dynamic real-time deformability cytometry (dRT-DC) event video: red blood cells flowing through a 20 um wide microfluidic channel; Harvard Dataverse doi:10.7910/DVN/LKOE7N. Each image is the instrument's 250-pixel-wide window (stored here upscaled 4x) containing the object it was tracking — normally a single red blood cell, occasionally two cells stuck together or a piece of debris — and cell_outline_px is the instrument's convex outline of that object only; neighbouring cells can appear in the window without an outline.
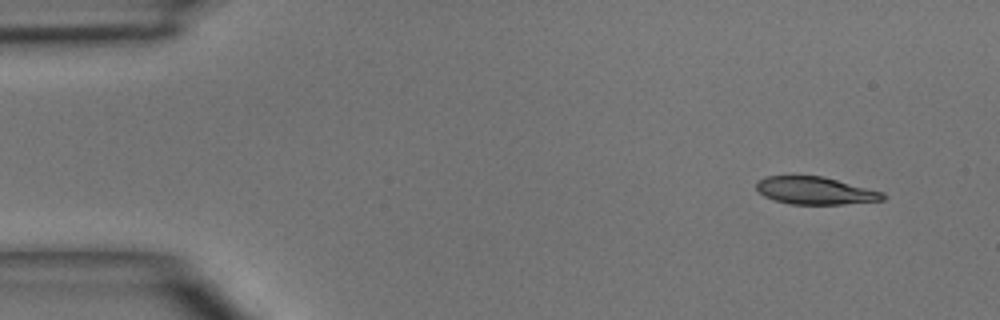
{"species": "common noctule bat (a hibernating species)", "species_latin": "Nyctalus noctula", "temperature_condition": "room temperature", "stored_images_in_passage": 7, "camera_frame_rate_fps": 3000, "um_per_image_px": 0.085, "animal": {"sex": "male", "body_mass_g": 15.6}, "frame": {"image": 1, "passage_image": 1, "time_ms": 0.0, "image_size_px": [1000, 320], "cell_outline_px": [[888, 196], [884, 200], [844, 204], [788, 204], [764, 196], [756, 188], [756, 180], [764, 176], [820, 176], [884, 192]], "centroid_in_image_um": [69.29, 16.21], "position_along_channel_um": 15.7, "area_um2": 20.23}}
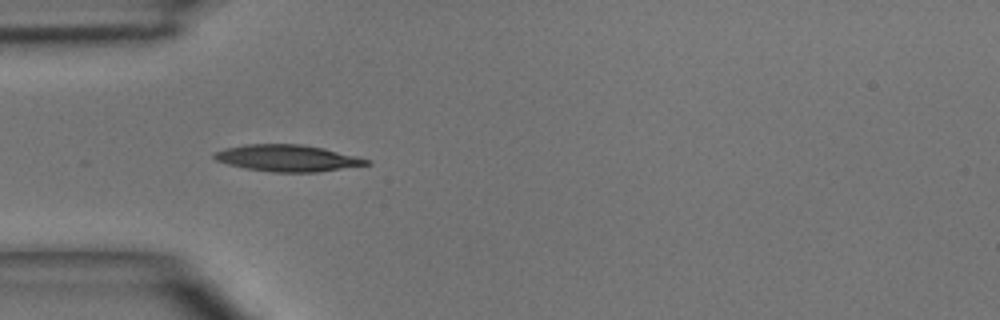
{"frame": {"image": 2, "passage_image": 4, "time_ms": 3.333, "image_size_px": [1000, 320], "cell_outline_px": [[372, 164], [316, 172], [272, 172], [244, 168], [228, 164], [216, 160], [212, 156], [216, 152], [224, 148], [244, 144], [300, 144], [324, 148], [372, 160]], "centroid_in_image_um": [24.44, 13.44], "position_along_channel_um": 60.6, "area_um2": 23.64}}
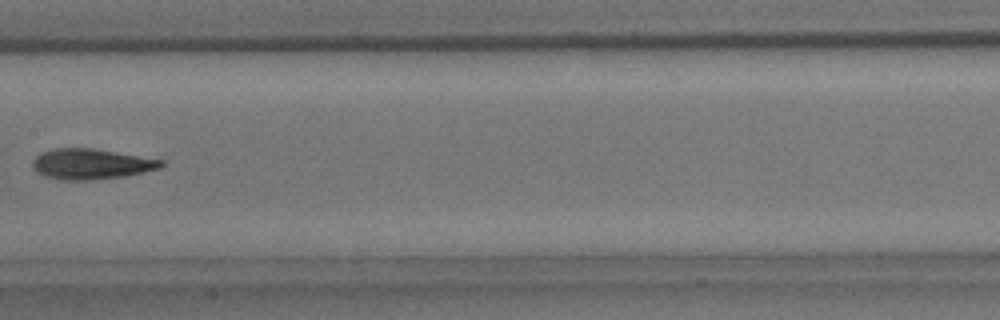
{"frame": {"image": 3, "passage_image": 7, "time_ms": 6.667, "image_size_px": [1000, 320], "cell_outline_px": [[164, 164], [160, 168], [144, 172], [124, 176], [88, 180], [64, 180], [44, 176], [36, 172], [32, 168], [32, 160], [40, 152], [52, 148], [92, 148], [164, 160]], "centroid_in_image_um": [7.7, 13.93], "position_along_channel_um": 199.7, "area_um2": 22.89}}